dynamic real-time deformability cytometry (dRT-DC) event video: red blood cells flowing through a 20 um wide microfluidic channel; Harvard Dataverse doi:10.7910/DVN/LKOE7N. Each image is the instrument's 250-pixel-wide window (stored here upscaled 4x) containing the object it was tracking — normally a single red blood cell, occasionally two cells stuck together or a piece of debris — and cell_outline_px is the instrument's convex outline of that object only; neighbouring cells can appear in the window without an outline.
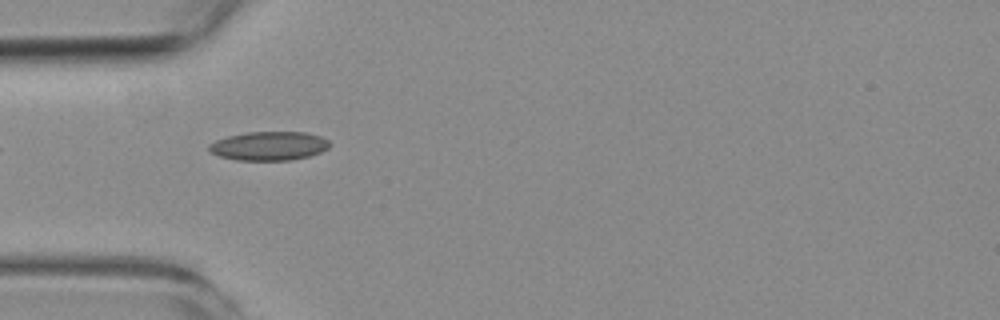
{"species": "common noctule bat (a hibernating species)", "species_latin": "Nyctalus noctula", "temperature_condition": "room temperature", "stored_images_in_passage": 1, "camera_frame_rate_fps": 3000, "um_per_image_px": 0.085, "animal": {"sex": "female", "body_mass_g": 19.3, "forearm_length_mm": 54.1}, "frame": {"image": 1, "passage_image": 1, "time_ms": 0.0, "image_size_px": [1000, 320], "cell_outline_px": [[332, 144], [328, 148], [320, 152], [308, 156], [292, 160], [236, 160], [220, 156], [212, 152], [208, 148], [208, 144], [216, 140], [228, 136], [248, 132], [304, 132], [320, 136], [328, 140]], "centroid_in_image_um": [22.88, 12.4], "position_along_channel_um": 62.1, "area_um2": 20.23}}